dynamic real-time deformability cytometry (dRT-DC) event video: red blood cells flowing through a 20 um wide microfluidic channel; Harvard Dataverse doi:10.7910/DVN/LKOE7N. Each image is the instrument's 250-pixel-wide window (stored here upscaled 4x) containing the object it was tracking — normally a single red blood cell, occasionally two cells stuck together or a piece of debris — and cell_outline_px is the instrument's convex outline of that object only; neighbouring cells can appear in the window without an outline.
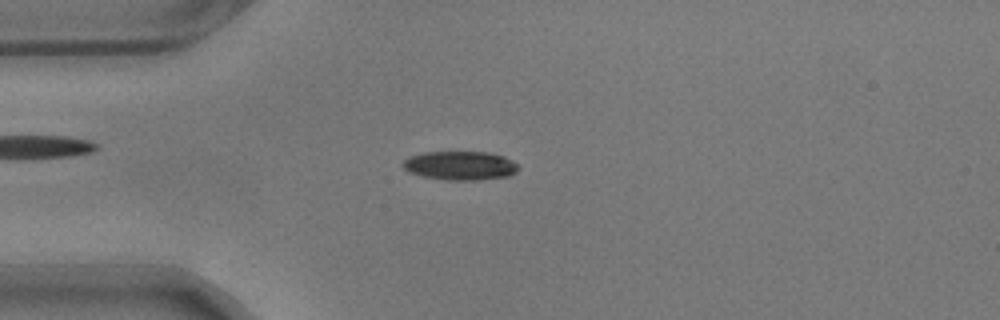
{"species": "common noctule bat (a hibernating species)", "species_latin": "Nyctalus noctula", "temperature_condition": "warm", "stored_images_in_passage": 57, "camera_frame_rate_fps": 3000, "um_per_image_px": 0.085, "animal": {"sex": "male", "body_mass_g": 17.9}, "frame": {"image": 1, "passage_image": 14, "time_ms": 4.333, "image_size_px": [1000, 320], "cell_outline_px": [[520, 168], [516, 172], [508, 176], [480, 180], [444, 180], [424, 176], [408, 172], [400, 164], [408, 156], [424, 152], [488, 152], [504, 156], [516, 164]], "centroid_in_image_um": [39.09, 14.07], "position_along_channel_um": 45.9, "area_um2": 19.54}}
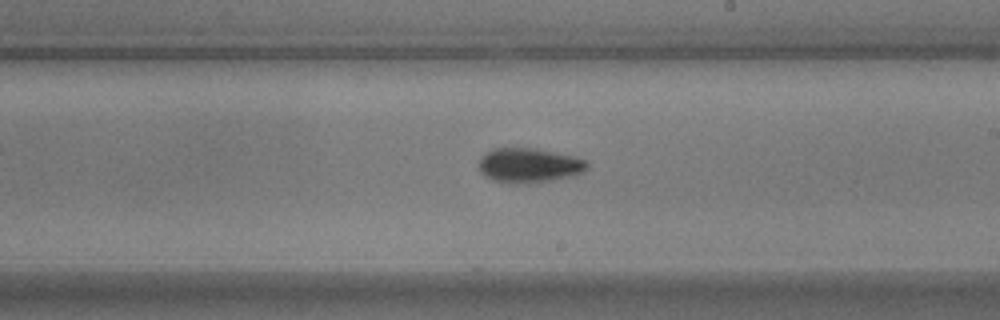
{"frame": {"image": 2, "passage_image": 32, "time_ms": 10.333, "image_size_px": [1000, 320], "cell_outline_px": [[588, 168], [584, 172], [572, 176], [536, 184], [512, 184], [492, 180], [484, 176], [480, 172], [476, 164], [480, 156], [484, 152], [492, 148], [536, 148], [572, 156], [584, 160], [588, 164]], "centroid_in_image_um": [44.9, 14.07], "position_along_channel_um": 244.1, "area_um2": 22.48}}
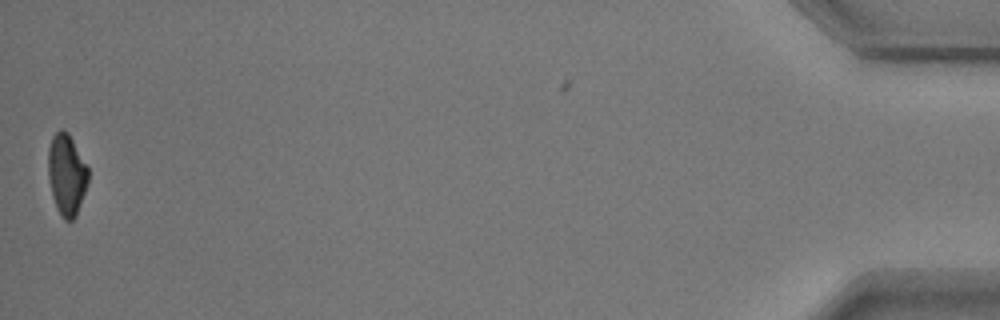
{"frame": {"image": 3, "passage_image": 56, "time_ms": 18.333, "image_size_px": [1000, 320], "cell_outline_px": [[88, 184], [76, 216], [72, 220], [64, 220], [56, 208], [52, 196], [48, 176], [48, 148], [52, 136], [60, 128], [64, 128], [68, 132], [88, 168]], "centroid_in_image_um": [5.65, 14.83], "position_along_channel_um": 429.5, "area_um2": 19.07}, "authors_computed_cell_mechanics": {"area_um2": 20.1144, "velocity_mm_per_s": 3.5326, "shape_relaxation_time_tau1_ms": 4.3631, "shape_relaxation_time_tau2_ms": 4.648, "deformation_change_tau1": 0.1521, "deformation_change_tau2": 0.0991}}